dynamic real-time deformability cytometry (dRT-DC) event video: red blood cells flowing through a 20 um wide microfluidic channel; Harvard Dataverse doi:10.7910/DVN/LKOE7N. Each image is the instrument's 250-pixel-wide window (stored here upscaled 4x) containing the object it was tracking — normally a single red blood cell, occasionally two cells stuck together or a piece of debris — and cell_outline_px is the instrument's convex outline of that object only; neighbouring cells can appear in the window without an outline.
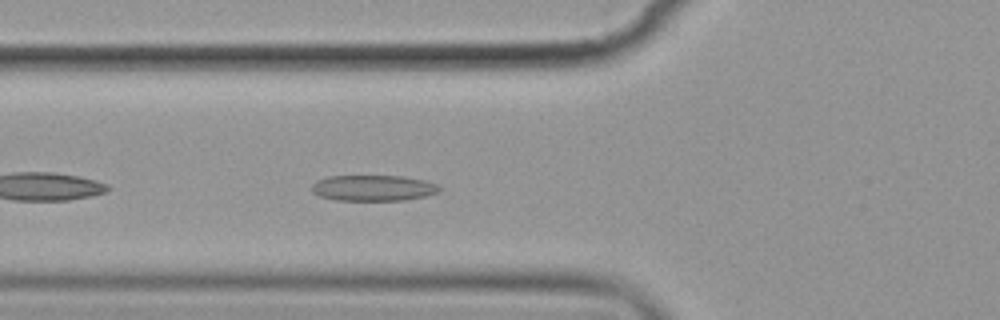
{"species": "common noctule bat (a hibernating species)", "species_latin": "Nyctalus noctula", "temperature_condition": "cold", "stored_images_in_passage": 6, "camera_frame_rate_fps": 3000, "um_per_image_px": 0.085, "animal": {"sex": "female", "body_mass_g": 19.9}, "frame": {"image": 1, "passage_image": 6, "time_ms": 6.667, "image_size_px": [1000, 320], "cell_outline_px": [[440, 192], [424, 196], [404, 200], [336, 200], [320, 196], [312, 192], [312, 184], [316, 180], [328, 176], [404, 176], [424, 180], [436, 184], [440, 188]], "centroid_in_image_um": [31.71, 15.97], "position_along_channel_um": 94.1, "area_um2": 19.19}}